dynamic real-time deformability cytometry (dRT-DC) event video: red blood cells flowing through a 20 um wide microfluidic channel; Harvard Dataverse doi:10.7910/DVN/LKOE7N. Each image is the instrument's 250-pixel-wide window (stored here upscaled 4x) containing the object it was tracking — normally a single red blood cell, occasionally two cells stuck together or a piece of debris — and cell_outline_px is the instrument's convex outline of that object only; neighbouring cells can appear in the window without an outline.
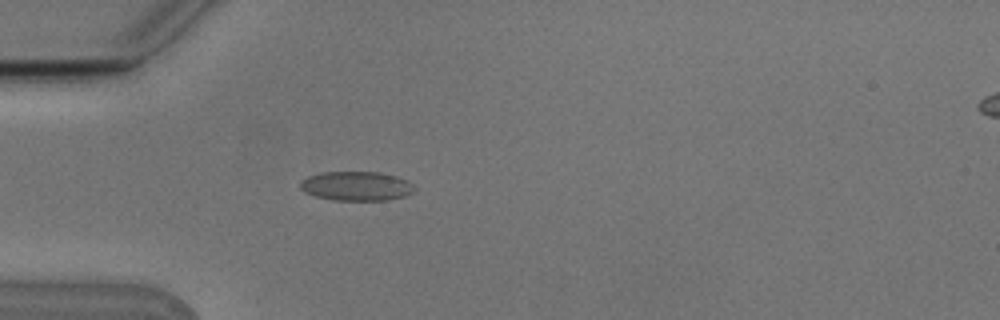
{"species": "Egyptian fruit bat (a non-hibernating species)", "species_latin": "Rousettus aegyptiacus", "temperature_condition": "cold", "stored_images_in_passage": 4, "camera_frame_rate_fps": 3000, "um_per_image_px": 0.085, "animal": {"sex": "male"}, "frame": {"image": 1, "passage_image": 4, "time_ms": 1.0, "image_size_px": [1000, 320], "cell_outline_px": [[416, 188], [412, 192], [404, 196], [388, 200], [336, 200], [316, 196], [304, 192], [300, 188], [300, 180], [308, 176], [320, 172], [380, 172], [396, 176], [408, 180]], "centroid_in_image_um": [30.29, 15.8], "position_along_channel_um": 54.7, "area_um2": 19.54}}